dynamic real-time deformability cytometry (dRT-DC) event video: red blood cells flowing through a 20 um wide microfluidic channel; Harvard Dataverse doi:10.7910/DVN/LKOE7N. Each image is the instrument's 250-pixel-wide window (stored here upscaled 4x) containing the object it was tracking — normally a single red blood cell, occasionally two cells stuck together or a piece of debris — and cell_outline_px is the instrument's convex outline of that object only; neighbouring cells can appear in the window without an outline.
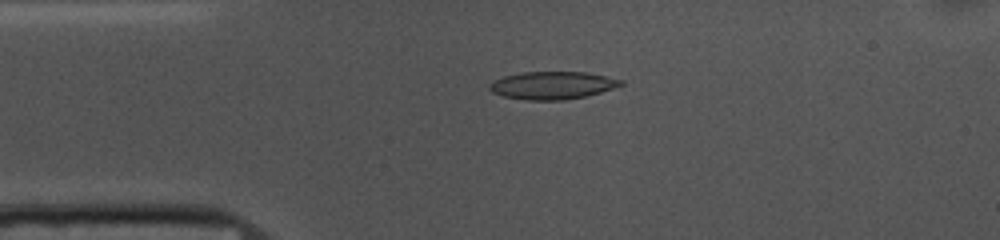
{"species": "common noctule bat (a hibernating species)", "species_latin": "Nyctalus noctula", "temperature_condition": "cold", "stored_images_in_passage": 43, "camera_frame_rate_fps": 3000, "um_per_image_px": 0.085, "animal": {"sex": "female", "body_mass_g": 10.0, "forearm_length_mm": 53.1}, "frame": {"image": 1, "passage_image": 1, "time_ms": 0.0, "image_size_px": [1000, 240], "cell_outline_px": [[624, 84], [600, 92], [584, 96], [564, 100], [528, 100], [504, 96], [492, 92], [488, 88], [488, 84], [492, 80], [504, 76], [524, 72], [584, 72], [624, 80]], "centroid_in_image_um": [46.91, 7.25], "position_along_channel_um": 38.1, "area_um2": 21.04}}
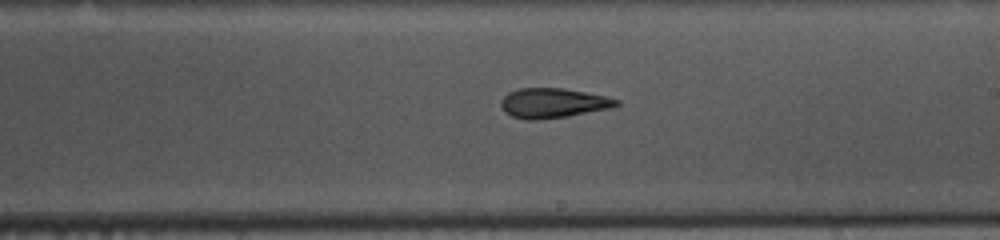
{"frame": {"image": 2, "passage_image": 19, "time_ms": 6.0, "image_size_px": [1000, 240], "cell_outline_px": [[620, 104], [616, 108], [568, 116], [540, 120], [528, 120], [512, 116], [504, 112], [500, 104], [500, 100], [508, 92], [520, 88], [564, 88], [608, 96], [620, 100]], "centroid_in_image_um": [47.06, 8.76], "position_along_channel_um": 241.9, "area_um2": 20.46}}
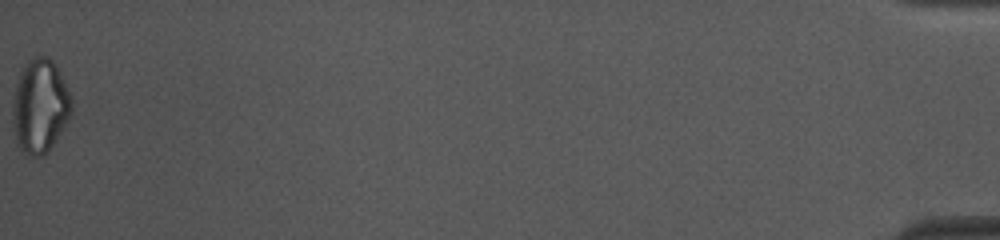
{"frame": {"image": 3, "passage_image": 43, "time_ms": 14.0, "image_size_px": [1000, 240], "cell_outline_px": [[72, 112], [68, 120], [56, 140], [48, 152], [44, 156], [28, 156], [16, 144], [12, 120], [12, 100], [20, 68], [32, 56], [48, 56], [52, 60], [72, 100]], "centroid_in_image_um": [3.36, 9.04], "position_along_channel_um": 431.8, "area_um2": 32.43}, "authors_computed_cell_mechanics": {"area_um2": 20.9236, "velocity_mm_per_s": 3.7162, "shape_relaxation_time_tau1_ms": 10.0719, "shape_relaxation_time_tau2_ms": 3.7614, "deformation_change_tau1": 0.2231, "deformation_change_tau2": 0.1357}}